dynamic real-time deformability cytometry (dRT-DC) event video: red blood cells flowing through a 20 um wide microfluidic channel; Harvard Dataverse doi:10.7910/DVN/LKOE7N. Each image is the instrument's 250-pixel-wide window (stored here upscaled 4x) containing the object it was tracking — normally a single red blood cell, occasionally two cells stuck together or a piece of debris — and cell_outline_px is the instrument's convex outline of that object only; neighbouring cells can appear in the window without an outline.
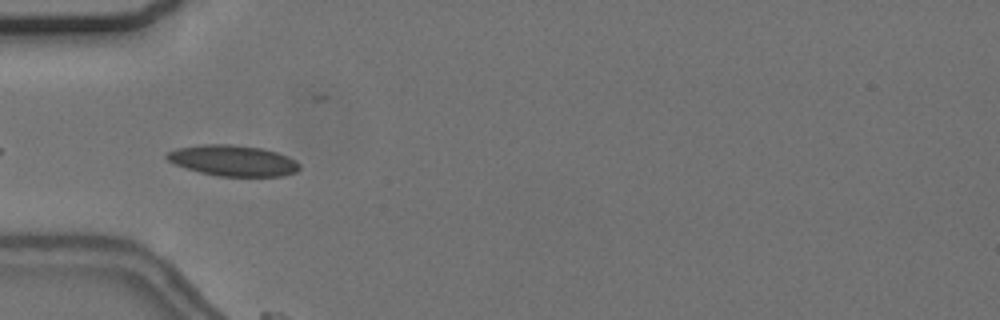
{"species": "common noctule bat (a hibernating species)", "species_latin": "Nyctalus noctula", "temperature_condition": "cold", "stored_images_in_passage": 4, "camera_frame_rate_fps": 3000, "um_per_image_px": 0.085, "animal": {"sex": "female", "body_mass_g": 24.6, "forearm_length_mm": 56.2}, "frame": {"image": 1, "passage_image": 2, "time_ms": 0.333, "image_size_px": [1000, 320], "cell_outline_px": [[300, 168], [296, 172], [280, 176], [216, 176], [200, 172], [176, 164], [168, 160], [164, 156], [168, 152], [176, 148], [204, 144], [232, 144], [264, 148], [288, 156], [296, 160], [300, 164]], "centroid_in_image_um": [19.83, 13.64], "position_along_channel_um": 65.2, "area_um2": 23.87}}